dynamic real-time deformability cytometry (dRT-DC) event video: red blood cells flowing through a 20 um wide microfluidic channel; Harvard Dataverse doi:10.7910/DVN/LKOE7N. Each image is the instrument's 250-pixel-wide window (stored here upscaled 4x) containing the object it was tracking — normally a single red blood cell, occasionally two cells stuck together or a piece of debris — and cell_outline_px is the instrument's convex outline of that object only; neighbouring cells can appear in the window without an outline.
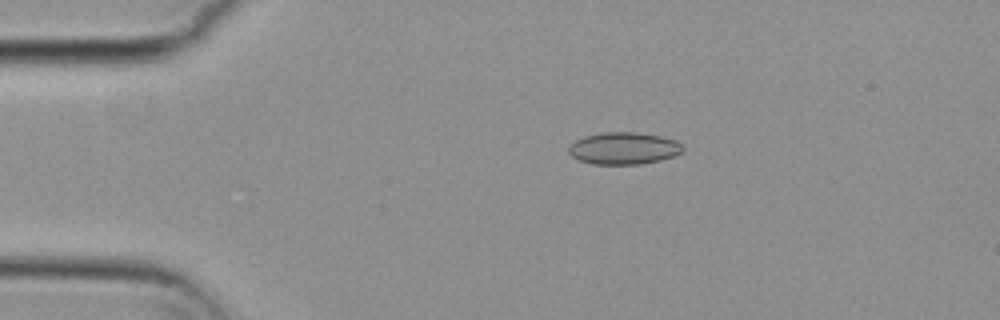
{"species": "common noctule bat (a hibernating species)", "species_latin": "Nyctalus noctula", "temperature_condition": "cold", "stored_images_in_passage": 45, "camera_frame_rate_fps": 3000, "um_per_image_px": 0.085, "animal": {"sex": "female", "body_mass_g": 29.2, "forearm_length_mm": 56.3}, "frame": {"image": 1, "passage_image": 1, "time_ms": 0.0, "image_size_px": [1000, 320], "cell_outline_px": [[684, 148], [680, 152], [672, 156], [660, 160], [640, 164], [592, 164], [580, 160], [572, 156], [568, 152], [568, 148], [576, 140], [584, 136], [600, 132], [636, 132], [660, 136], [676, 140]], "centroid_in_image_um": [52.99, 12.6], "position_along_channel_um": 32.0, "area_um2": 21.21}}
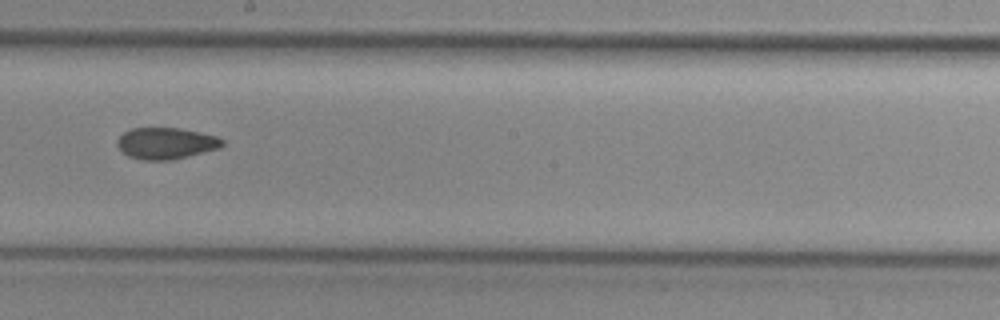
{"frame": {"image": 2, "passage_image": 21, "time_ms": 6.667, "image_size_px": [1000, 320], "cell_outline_px": [[224, 144], [220, 148], [172, 160], [144, 160], [128, 156], [116, 144], [116, 140], [124, 132], [132, 128], [180, 128], [200, 132], [216, 136], [224, 140]], "centroid_in_image_um": [14.12, 12.18], "position_along_channel_um": 234.1, "area_um2": 19.25}}
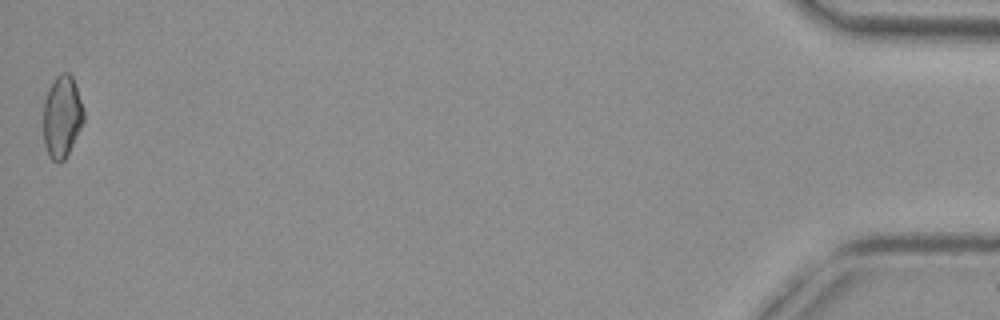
{"frame": {"image": 3, "passage_image": 45, "time_ms": 14.667, "image_size_px": [1000, 320], "cell_outline_px": [[84, 120], [64, 160], [52, 160], [48, 156], [44, 144], [44, 100], [48, 88], [56, 76], [60, 72], [68, 72], [72, 76], [84, 112]], "centroid_in_image_um": [5.25, 9.88], "position_along_channel_um": 430.0, "area_um2": 18.96}, "authors_computed_cell_mechanics": {"area_um2": 19.5942, "velocity_mm_per_s": 3.7225, "shape_relaxation_time_tau1_ms": null, "shape_relaxation_time_tau2_ms": 2.8972, "deformation_change_tau1": null, "deformation_change_tau2": 0.0839}}